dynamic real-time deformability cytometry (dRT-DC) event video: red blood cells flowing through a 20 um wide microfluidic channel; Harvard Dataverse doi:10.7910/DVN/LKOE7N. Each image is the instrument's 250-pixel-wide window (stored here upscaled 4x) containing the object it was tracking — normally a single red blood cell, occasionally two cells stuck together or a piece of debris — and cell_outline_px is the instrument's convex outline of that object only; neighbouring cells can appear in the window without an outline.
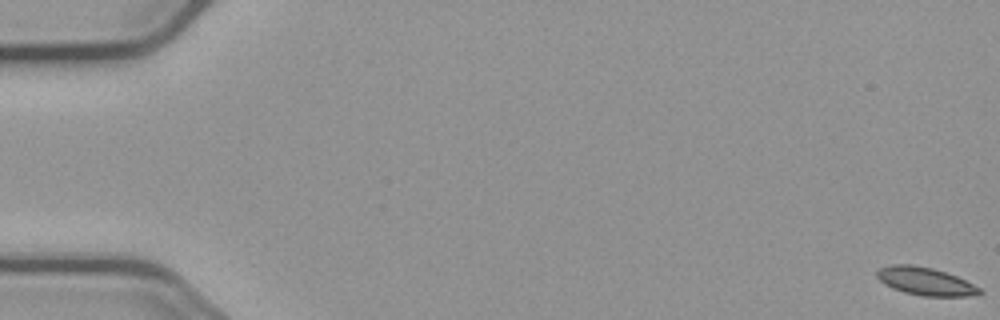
{"species": "common noctule bat (a hibernating species)", "species_latin": "Nyctalus noctula", "temperature_condition": "cold", "stored_images_in_passage": 58, "segment_of_instrument_passage": [1, 2], "camera_frame_rate_fps": 3000, "um_per_image_px": 0.085, "animal": {"sex": "male", "body_mass_g": 23.1, "forearm_length_mm": 52.7}, "frame": {"image": 1, "passage_image": 1, "time_ms": 0.0, "image_size_px": [1000, 320], "cell_outline_px": [[984, 292], [968, 296], [924, 296], [904, 292], [892, 288], [884, 284], [876, 276], [876, 272], [880, 268], [892, 264], [912, 264], [932, 268], [956, 276], [984, 288]], "centroid_in_image_um": [78.68, 23.91], "position_along_channel_um": 6.3, "area_um2": 16.76}}
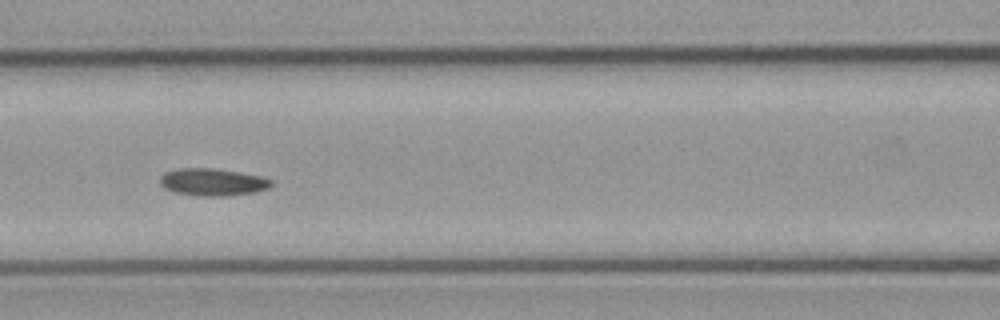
{"frame": {"image": 2, "passage_image": 26, "time_ms": 8.333, "image_size_px": [1000, 320], "cell_outline_px": [[272, 184], [268, 188], [256, 192], [220, 196], [200, 196], [176, 192], [164, 188], [160, 184], [160, 176], [164, 172], [180, 168], [212, 168], [240, 172], [260, 176], [272, 180]], "centroid_in_image_um": [18.05, 15.47], "position_along_channel_um": 148.5, "area_um2": 17.63}}
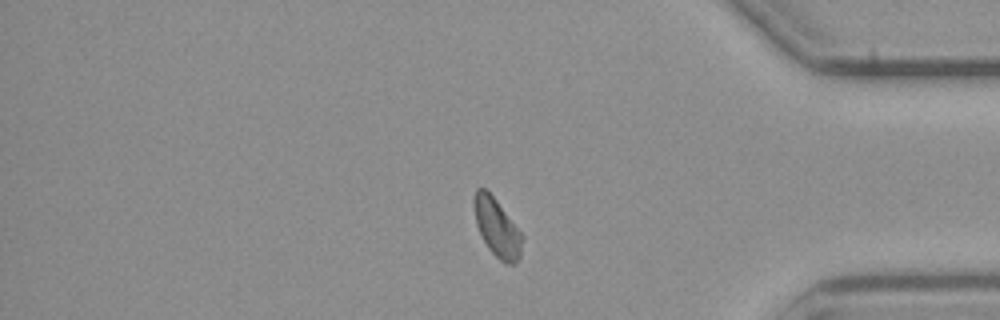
{"frame": {"image": 3, "passage_image": 48, "time_ms": 15.667, "image_size_px": [1000, 320], "cell_outline_px": [[524, 236], [520, 256], [516, 264], [504, 264], [488, 248], [476, 224], [472, 204], [472, 200], [476, 188], [484, 188], [496, 200]], "centroid_in_image_um": [42.24, 19.36], "position_along_channel_um": 393.0, "area_um2": 16.36}}